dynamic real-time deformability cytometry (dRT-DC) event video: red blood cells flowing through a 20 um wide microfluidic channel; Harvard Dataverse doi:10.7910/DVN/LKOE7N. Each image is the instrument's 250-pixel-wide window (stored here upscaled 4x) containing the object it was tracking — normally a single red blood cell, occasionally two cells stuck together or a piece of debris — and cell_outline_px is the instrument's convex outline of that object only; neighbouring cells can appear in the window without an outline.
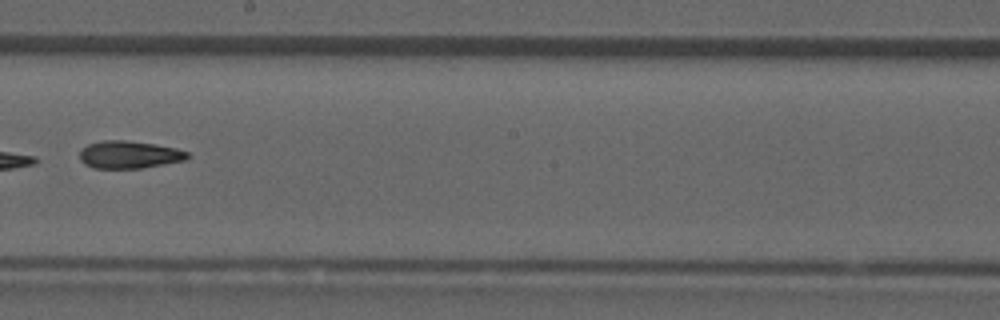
{"species": "common noctule bat (a hibernating species)", "species_latin": "Nyctalus noctula", "temperature_condition": "room temperature", "stored_images_in_passage": 8, "camera_frame_rate_fps": 3000, "um_per_image_px": 0.085, "animal": {"sex": "male", "forearm_length_mm": 52.5}, "frame": {"image": 1, "passage_image": 7, "time_ms": 2.0, "image_size_px": [1000, 320], "cell_outline_px": [[192, 156], [184, 160], [140, 168], [92, 168], [84, 164], [80, 160], [80, 152], [88, 144], [100, 140], [128, 140], [156, 144], [176, 148], [188, 152]], "centroid_in_image_um": [10.98, 13.13], "position_along_channel_um": 237.2, "area_um2": 17.34}}
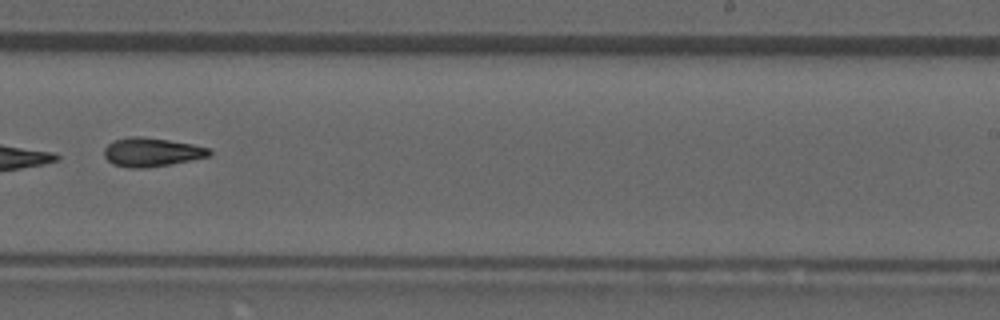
{"frame": {"image": 2, "passage_image": 8, "time_ms": 2.333, "image_size_px": [1000, 320], "cell_outline_px": [[212, 156], [172, 164], [144, 168], [128, 168], [112, 164], [104, 156], [104, 148], [112, 140], [128, 136], [140, 136], [168, 140], [192, 144], [208, 148], [212, 152]], "centroid_in_image_um": [12.87, 12.93], "position_along_channel_um": 276.1, "area_um2": 17.86}}